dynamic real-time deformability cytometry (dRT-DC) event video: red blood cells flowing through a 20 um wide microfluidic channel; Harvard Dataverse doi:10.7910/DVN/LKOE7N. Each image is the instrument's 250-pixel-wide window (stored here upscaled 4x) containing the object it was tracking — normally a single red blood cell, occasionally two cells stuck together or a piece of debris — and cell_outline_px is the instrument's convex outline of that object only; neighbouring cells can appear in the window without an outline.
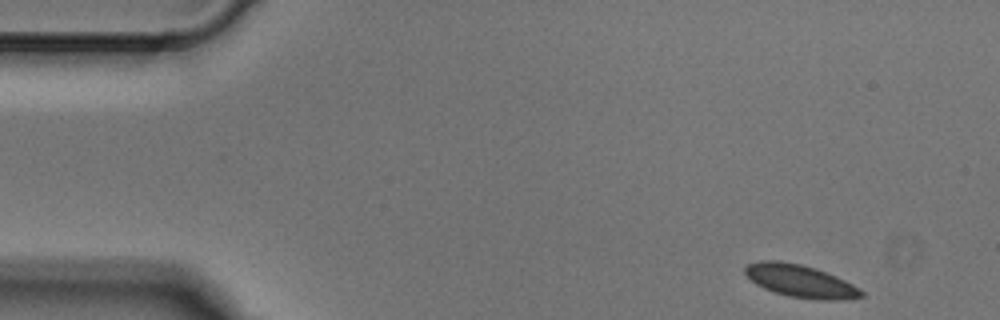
{"species": "Egyptian fruit bat (a non-hibernating species)", "species_latin": "Rousettus aegyptiacus", "temperature_condition": "cold", "stored_images_in_passage": 5, "camera_frame_rate_fps": 3000, "um_per_image_px": 0.085, "animal": {"sex": "male"}, "frame": {"image": 1, "passage_image": 1, "time_ms": 0.0, "image_size_px": [1000, 320], "cell_outline_px": [[864, 296], [840, 300], [824, 300], [788, 296], [764, 288], [756, 284], [744, 272], [744, 268], [748, 264], [760, 260], [780, 260], [800, 264], [816, 268], [836, 276], [860, 288], [864, 292]], "centroid_in_image_um": [68.04, 23.88], "position_along_channel_um": 17.0, "area_um2": 21.96}}
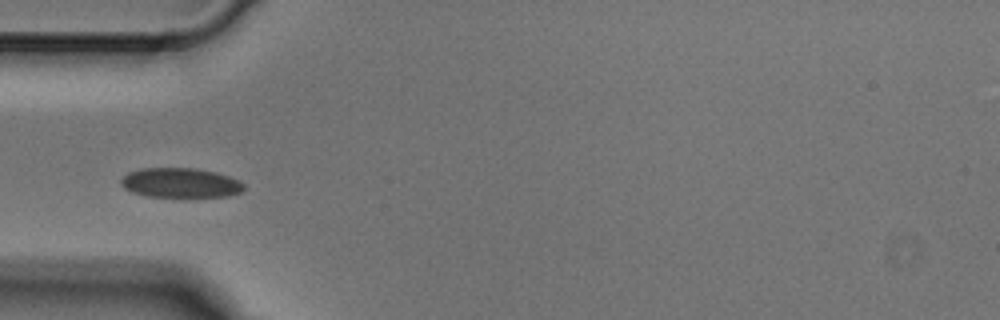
{"frame": {"image": 2, "passage_image": 4, "time_ms": 1.0, "image_size_px": [1000, 320], "cell_outline_px": [[244, 188], [240, 192], [228, 196], [148, 196], [132, 192], [124, 188], [120, 184], [120, 180], [128, 172], [140, 168], [196, 168], [216, 172], [240, 180], [244, 184]], "centroid_in_image_um": [15.32, 15.52], "position_along_channel_um": 69.7, "area_um2": 21.15}}
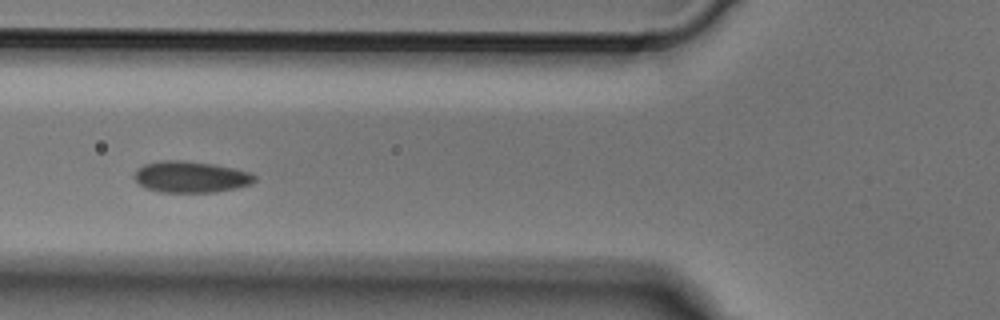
{"frame": {"image": 3, "passage_image": 5, "time_ms": 1.333, "image_size_px": [1000, 320], "cell_outline_px": [[256, 180], [252, 184], [236, 188], [216, 192], [160, 192], [144, 188], [132, 176], [136, 168], [144, 164], [160, 160], [184, 160], [216, 164], [236, 168], [252, 172], [256, 176]], "centroid_in_image_um": [16.23, 15.02], "position_along_channel_um": 109.6, "area_um2": 22.48}}